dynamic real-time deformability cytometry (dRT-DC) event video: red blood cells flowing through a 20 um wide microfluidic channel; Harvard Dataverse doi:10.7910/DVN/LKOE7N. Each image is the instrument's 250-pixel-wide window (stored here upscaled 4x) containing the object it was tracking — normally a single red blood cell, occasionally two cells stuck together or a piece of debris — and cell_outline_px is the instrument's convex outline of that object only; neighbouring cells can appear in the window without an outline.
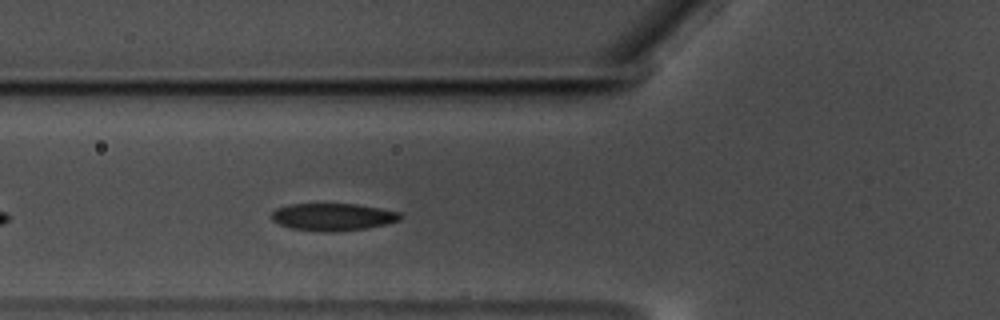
{"species": "common noctule bat (a hibernating species)", "species_latin": "Nyctalus noctula", "temperature_condition": "warm", "stored_images_in_passage": 26, "camera_frame_rate_fps": 3000, "um_per_image_px": 0.085, "animal": {"sex": "male", "body_mass_g": 17.5, "forearm_length_mm": 52.3}, "frame": {"image": 1, "passage_image": 8, "time_ms": 2.333, "image_size_px": [1000, 320], "cell_outline_px": [[404, 216], [400, 220], [368, 228], [332, 232], [324, 232], [292, 228], [280, 224], [272, 220], [272, 212], [276, 208], [288, 204], [356, 204], [380, 208], [400, 212]], "centroid_in_image_um": [28.31, 18.43], "position_along_channel_um": 97.5, "area_um2": 20.52}}
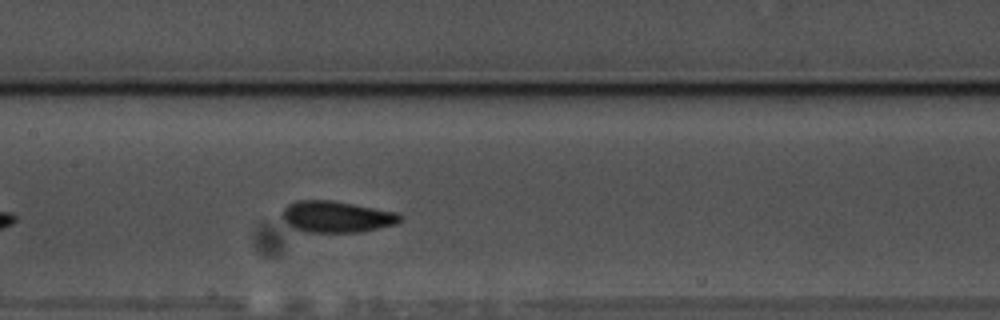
{"frame": {"image": 2, "passage_image": 15, "time_ms": 4.667, "image_size_px": [1000, 320], "cell_outline_px": [[400, 220], [396, 224], [380, 228], [360, 232], [308, 232], [292, 228], [280, 216], [280, 212], [288, 204], [296, 200], [332, 200], [396, 212], [400, 216]], "centroid_in_image_um": [28.54, 18.42], "position_along_channel_um": 178.9, "area_um2": 21.62}}
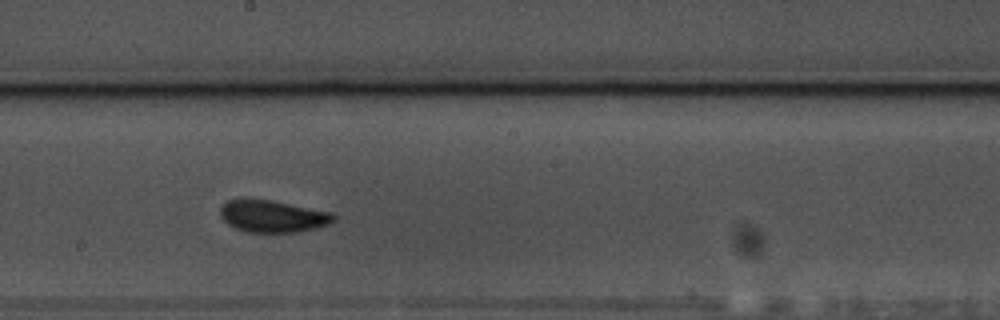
{"frame": {"image": 3, "passage_image": 19, "time_ms": 6.0, "image_size_px": [1000, 320], "cell_outline_px": [[336, 220], [328, 224], [316, 228], [296, 232], [244, 232], [228, 224], [220, 216], [220, 208], [228, 200], [240, 196], [272, 200], [332, 212], [336, 216]], "centroid_in_image_um": [23.15, 18.35], "position_along_channel_um": 225.1, "area_um2": 21.68}}